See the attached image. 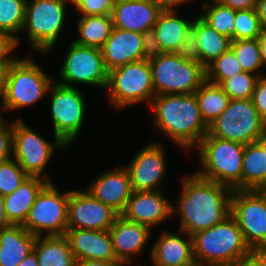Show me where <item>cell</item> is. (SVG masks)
Returning <instances> with one entry per match:
<instances>
[{
    "label": "cell",
    "instance_id": "obj_1",
    "mask_svg": "<svg viewBox=\"0 0 266 266\" xmlns=\"http://www.w3.org/2000/svg\"><path fill=\"white\" fill-rule=\"evenodd\" d=\"M181 195L172 215L179 214V229L190 236L224 221L231 215L233 189L197 176L187 175L181 181Z\"/></svg>",
    "mask_w": 266,
    "mask_h": 266
},
{
    "label": "cell",
    "instance_id": "obj_2",
    "mask_svg": "<svg viewBox=\"0 0 266 266\" xmlns=\"http://www.w3.org/2000/svg\"><path fill=\"white\" fill-rule=\"evenodd\" d=\"M154 124L186 151L195 148L208 133L195 93L156 95L151 101Z\"/></svg>",
    "mask_w": 266,
    "mask_h": 266
},
{
    "label": "cell",
    "instance_id": "obj_3",
    "mask_svg": "<svg viewBox=\"0 0 266 266\" xmlns=\"http://www.w3.org/2000/svg\"><path fill=\"white\" fill-rule=\"evenodd\" d=\"M193 257L199 266H237L252 251L230 215L192 236Z\"/></svg>",
    "mask_w": 266,
    "mask_h": 266
},
{
    "label": "cell",
    "instance_id": "obj_4",
    "mask_svg": "<svg viewBox=\"0 0 266 266\" xmlns=\"http://www.w3.org/2000/svg\"><path fill=\"white\" fill-rule=\"evenodd\" d=\"M199 152L201 169L195 174L203 179L242 190V159L245 145L208 133L195 147Z\"/></svg>",
    "mask_w": 266,
    "mask_h": 266
},
{
    "label": "cell",
    "instance_id": "obj_5",
    "mask_svg": "<svg viewBox=\"0 0 266 266\" xmlns=\"http://www.w3.org/2000/svg\"><path fill=\"white\" fill-rule=\"evenodd\" d=\"M52 79L32 58H16L10 66L5 92L2 96L3 111L34 105L48 94Z\"/></svg>",
    "mask_w": 266,
    "mask_h": 266
},
{
    "label": "cell",
    "instance_id": "obj_6",
    "mask_svg": "<svg viewBox=\"0 0 266 266\" xmlns=\"http://www.w3.org/2000/svg\"><path fill=\"white\" fill-rule=\"evenodd\" d=\"M66 1L27 0L22 31H27L28 44L32 50L42 52L43 55L54 48L64 28Z\"/></svg>",
    "mask_w": 266,
    "mask_h": 266
},
{
    "label": "cell",
    "instance_id": "obj_7",
    "mask_svg": "<svg viewBox=\"0 0 266 266\" xmlns=\"http://www.w3.org/2000/svg\"><path fill=\"white\" fill-rule=\"evenodd\" d=\"M107 91L116 109L150 102L155 96L150 62L127 63L109 71Z\"/></svg>",
    "mask_w": 266,
    "mask_h": 266
},
{
    "label": "cell",
    "instance_id": "obj_8",
    "mask_svg": "<svg viewBox=\"0 0 266 266\" xmlns=\"http://www.w3.org/2000/svg\"><path fill=\"white\" fill-rule=\"evenodd\" d=\"M155 96L162 94H192L206 80L205 68L181 59L175 53H165L150 62Z\"/></svg>",
    "mask_w": 266,
    "mask_h": 266
},
{
    "label": "cell",
    "instance_id": "obj_9",
    "mask_svg": "<svg viewBox=\"0 0 266 266\" xmlns=\"http://www.w3.org/2000/svg\"><path fill=\"white\" fill-rule=\"evenodd\" d=\"M59 192L53 182H48L38 193L22 225L29 233L36 237L65 235L70 191Z\"/></svg>",
    "mask_w": 266,
    "mask_h": 266
},
{
    "label": "cell",
    "instance_id": "obj_10",
    "mask_svg": "<svg viewBox=\"0 0 266 266\" xmlns=\"http://www.w3.org/2000/svg\"><path fill=\"white\" fill-rule=\"evenodd\" d=\"M265 121L251 99H230L227 108L208 126V134L247 145L256 142Z\"/></svg>",
    "mask_w": 266,
    "mask_h": 266
},
{
    "label": "cell",
    "instance_id": "obj_11",
    "mask_svg": "<svg viewBox=\"0 0 266 266\" xmlns=\"http://www.w3.org/2000/svg\"><path fill=\"white\" fill-rule=\"evenodd\" d=\"M53 143H49L30 129L21 118L13 120V158L28 176L40 177L52 182L46 178L43 170L55 149L59 148L64 152L67 147L57 137H54Z\"/></svg>",
    "mask_w": 266,
    "mask_h": 266
},
{
    "label": "cell",
    "instance_id": "obj_12",
    "mask_svg": "<svg viewBox=\"0 0 266 266\" xmlns=\"http://www.w3.org/2000/svg\"><path fill=\"white\" fill-rule=\"evenodd\" d=\"M231 216L251 250H266V190H233Z\"/></svg>",
    "mask_w": 266,
    "mask_h": 266
},
{
    "label": "cell",
    "instance_id": "obj_13",
    "mask_svg": "<svg viewBox=\"0 0 266 266\" xmlns=\"http://www.w3.org/2000/svg\"><path fill=\"white\" fill-rule=\"evenodd\" d=\"M49 91H52L50 110L53 135L68 146L77 138L84 124V95L76 87L57 82L50 86Z\"/></svg>",
    "mask_w": 266,
    "mask_h": 266
},
{
    "label": "cell",
    "instance_id": "obj_14",
    "mask_svg": "<svg viewBox=\"0 0 266 266\" xmlns=\"http://www.w3.org/2000/svg\"><path fill=\"white\" fill-rule=\"evenodd\" d=\"M60 70L59 84L69 87H74L75 83L104 89L107 87L109 71L100 48L81 46L72 41Z\"/></svg>",
    "mask_w": 266,
    "mask_h": 266
},
{
    "label": "cell",
    "instance_id": "obj_15",
    "mask_svg": "<svg viewBox=\"0 0 266 266\" xmlns=\"http://www.w3.org/2000/svg\"><path fill=\"white\" fill-rule=\"evenodd\" d=\"M119 214L88 191L72 190L68 202V229L108 231Z\"/></svg>",
    "mask_w": 266,
    "mask_h": 266
},
{
    "label": "cell",
    "instance_id": "obj_16",
    "mask_svg": "<svg viewBox=\"0 0 266 266\" xmlns=\"http://www.w3.org/2000/svg\"><path fill=\"white\" fill-rule=\"evenodd\" d=\"M162 146L160 142H150L124 166L128 170L133 191L161 190V183L167 172Z\"/></svg>",
    "mask_w": 266,
    "mask_h": 266
},
{
    "label": "cell",
    "instance_id": "obj_17",
    "mask_svg": "<svg viewBox=\"0 0 266 266\" xmlns=\"http://www.w3.org/2000/svg\"><path fill=\"white\" fill-rule=\"evenodd\" d=\"M163 193L162 190L133 191L121 215L130 222L157 227L173 216V205Z\"/></svg>",
    "mask_w": 266,
    "mask_h": 266
},
{
    "label": "cell",
    "instance_id": "obj_18",
    "mask_svg": "<svg viewBox=\"0 0 266 266\" xmlns=\"http://www.w3.org/2000/svg\"><path fill=\"white\" fill-rule=\"evenodd\" d=\"M85 190L119 215L125 211L133 192L128 170L124 166L104 171Z\"/></svg>",
    "mask_w": 266,
    "mask_h": 266
},
{
    "label": "cell",
    "instance_id": "obj_19",
    "mask_svg": "<svg viewBox=\"0 0 266 266\" xmlns=\"http://www.w3.org/2000/svg\"><path fill=\"white\" fill-rule=\"evenodd\" d=\"M64 236L69 242L75 260L120 263L114 253L109 230L67 229Z\"/></svg>",
    "mask_w": 266,
    "mask_h": 266
},
{
    "label": "cell",
    "instance_id": "obj_20",
    "mask_svg": "<svg viewBox=\"0 0 266 266\" xmlns=\"http://www.w3.org/2000/svg\"><path fill=\"white\" fill-rule=\"evenodd\" d=\"M151 228L130 222L119 215L110 227L113 250L117 260L124 266L132 263L133 257L144 252V247L150 240Z\"/></svg>",
    "mask_w": 266,
    "mask_h": 266
},
{
    "label": "cell",
    "instance_id": "obj_21",
    "mask_svg": "<svg viewBox=\"0 0 266 266\" xmlns=\"http://www.w3.org/2000/svg\"><path fill=\"white\" fill-rule=\"evenodd\" d=\"M162 11L153 0H117L111 16L114 27L142 34L154 27Z\"/></svg>",
    "mask_w": 266,
    "mask_h": 266
},
{
    "label": "cell",
    "instance_id": "obj_22",
    "mask_svg": "<svg viewBox=\"0 0 266 266\" xmlns=\"http://www.w3.org/2000/svg\"><path fill=\"white\" fill-rule=\"evenodd\" d=\"M141 33L113 28L111 35L100 48L108 71L142 60Z\"/></svg>",
    "mask_w": 266,
    "mask_h": 266
},
{
    "label": "cell",
    "instance_id": "obj_23",
    "mask_svg": "<svg viewBox=\"0 0 266 266\" xmlns=\"http://www.w3.org/2000/svg\"><path fill=\"white\" fill-rule=\"evenodd\" d=\"M180 237L171 232H162L158 240L151 247V263L153 266H193L192 236L180 230Z\"/></svg>",
    "mask_w": 266,
    "mask_h": 266
},
{
    "label": "cell",
    "instance_id": "obj_24",
    "mask_svg": "<svg viewBox=\"0 0 266 266\" xmlns=\"http://www.w3.org/2000/svg\"><path fill=\"white\" fill-rule=\"evenodd\" d=\"M35 239L22 225L0 228V266H18L33 250Z\"/></svg>",
    "mask_w": 266,
    "mask_h": 266
},
{
    "label": "cell",
    "instance_id": "obj_25",
    "mask_svg": "<svg viewBox=\"0 0 266 266\" xmlns=\"http://www.w3.org/2000/svg\"><path fill=\"white\" fill-rule=\"evenodd\" d=\"M47 183L43 178L29 176L13 193L3 196L7 217L13 225L24 224L36 196Z\"/></svg>",
    "mask_w": 266,
    "mask_h": 266
},
{
    "label": "cell",
    "instance_id": "obj_26",
    "mask_svg": "<svg viewBox=\"0 0 266 266\" xmlns=\"http://www.w3.org/2000/svg\"><path fill=\"white\" fill-rule=\"evenodd\" d=\"M177 15V9L163 10L153 27L165 53H175L192 27L193 20Z\"/></svg>",
    "mask_w": 266,
    "mask_h": 266
},
{
    "label": "cell",
    "instance_id": "obj_27",
    "mask_svg": "<svg viewBox=\"0 0 266 266\" xmlns=\"http://www.w3.org/2000/svg\"><path fill=\"white\" fill-rule=\"evenodd\" d=\"M33 251L37 255L38 266H74L75 263L64 235L36 237Z\"/></svg>",
    "mask_w": 266,
    "mask_h": 266
},
{
    "label": "cell",
    "instance_id": "obj_28",
    "mask_svg": "<svg viewBox=\"0 0 266 266\" xmlns=\"http://www.w3.org/2000/svg\"><path fill=\"white\" fill-rule=\"evenodd\" d=\"M191 30L197 37L201 65L205 69L230 48L231 39L219 34L199 16L193 20Z\"/></svg>",
    "mask_w": 266,
    "mask_h": 266
},
{
    "label": "cell",
    "instance_id": "obj_29",
    "mask_svg": "<svg viewBox=\"0 0 266 266\" xmlns=\"http://www.w3.org/2000/svg\"><path fill=\"white\" fill-rule=\"evenodd\" d=\"M242 190H266V152L257 142L245 145Z\"/></svg>",
    "mask_w": 266,
    "mask_h": 266
},
{
    "label": "cell",
    "instance_id": "obj_30",
    "mask_svg": "<svg viewBox=\"0 0 266 266\" xmlns=\"http://www.w3.org/2000/svg\"><path fill=\"white\" fill-rule=\"evenodd\" d=\"M79 37L75 44L101 48L114 28L111 15L82 16L77 22Z\"/></svg>",
    "mask_w": 266,
    "mask_h": 266
},
{
    "label": "cell",
    "instance_id": "obj_31",
    "mask_svg": "<svg viewBox=\"0 0 266 266\" xmlns=\"http://www.w3.org/2000/svg\"><path fill=\"white\" fill-rule=\"evenodd\" d=\"M194 93L202 119L207 126L221 115L230 101L220 85L207 80Z\"/></svg>",
    "mask_w": 266,
    "mask_h": 266
},
{
    "label": "cell",
    "instance_id": "obj_32",
    "mask_svg": "<svg viewBox=\"0 0 266 266\" xmlns=\"http://www.w3.org/2000/svg\"><path fill=\"white\" fill-rule=\"evenodd\" d=\"M202 14L198 16L219 34L227 36L231 41L235 40V16L236 11L221 4L217 0L203 2Z\"/></svg>",
    "mask_w": 266,
    "mask_h": 266
},
{
    "label": "cell",
    "instance_id": "obj_33",
    "mask_svg": "<svg viewBox=\"0 0 266 266\" xmlns=\"http://www.w3.org/2000/svg\"><path fill=\"white\" fill-rule=\"evenodd\" d=\"M27 0H0V30L6 32L19 45L18 32L22 31Z\"/></svg>",
    "mask_w": 266,
    "mask_h": 266
},
{
    "label": "cell",
    "instance_id": "obj_34",
    "mask_svg": "<svg viewBox=\"0 0 266 266\" xmlns=\"http://www.w3.org/2000/svg\"><path fill=\"white\" fill-rule=\"evenodd\" d=\"M230 48L236 55L243 71L255 72L259 77L264 76L261 71L257 72L263 63L258 39H240L231 41Z\"/></svg>",
    "mask_w": 266,
    "mask_h": 266
},
{
    "label": "cell",
    "instance_id": "obj_35",
    "mask_svg": "<svg viewBox=\"0 0 266 266\" xmlns=\"http://www.w3.org/2000/svg\"><path fill=\"white\" fill-rule=\"evenodd\" d=\"M206 80L220 85L225 79L243 72L233 50L229 48L219 58L210 63L206 69Z\"/></svg>",
    "mask_w": 266,
    "mask_h": 266
},
{
    "label": "cell",
    "instance_id": "obj_36",
    "mask_svg": "<svg viewBox=\"0 0 266 266\" xmlns=\"http://www.w3.org/2000/svg\"><path fill=\"white\" fill-rule=\"evenodd\" d=\"M259 76L243 71L225 79L220 86L230 99H251Z\"/></svg>",
    "mask_w": 266,
    "mask_h": 266
},
{
    "label": "cell",
    "instance_id": "obj_37",
    "mask_svg": "<svg viewBox=\"0 0 266 266\" xmlns=\"http://www.w3.org/2000/svg\"><path fill=\"white\" fill-rule=\"evenodd\" d=\"M234 25L235 40L258 39L263 33L255 8L236 11Z\"/></svg>",
    "mask_w": 266,
    "mask_h": 266
},
{
    "label": "cell",
    "instance_id": "obj_38",
    "mask_svg": "<svg viewBox=\"0 0 266 266\" xmlns=\"http://www.w3.org/2000/svg\"><path fill=\"white\" fill-rule=\"evenodd\" d=\"M28 177L13 157L0 162V195L13 193Z\"/></svg>",
    "mask_w": 266,
    "mask_h": 266
},
{
    "label": "cell",
    "instance_id": "obj_39",
    "mask_svg": "<svg viewBox=\"0 0 266 266\" xmlns=\"http://www.w3.org/2000/svg\"><path fill=\"white\" fill-rule=\"evenodd\" d=\"M82 16L111 15L115 0H70Z\"/></svg>",
    "mask_w": 266,
    "mask_h": 266
},
{
    "label": "cell",
    "instance_id": "obj_40",
    "mask_svg": "<svg viewBox=\"0 0 266 266\" xmlns=\"http://www.w3.org/2000/svg\"><path fill=\"white\" fill-rule=\"evenodd\" d=\"M142 37V60L151 62L160 55L165 54L157 33L154 28H150L141 34Z\"/></svg>",
    "mask_w": 266,
    "mask_h": 266
},
{
    "label": "cell",
    "instance_id": "obj_41",
    "mask_svg": "<svg viewBox=\"0 0 266 266\" xmlns=\"http://www.w3.org/2000/svg\"><path fill=\"white\" fill-rule=\"evenodd\" d=\"M175 54L183 60L201 64L198 40L192 30L186 35Z\"/></svg>",
    "mask_w": 266,
    "mask_h": 266
},
{
    "label": "cell",
    "instance_id": "obj_42",
    "mask_svg": "<svg viewBox=\"0 0 266 266\" xmlns=\"http://www.w3.org/2000/svg\"><path fill=\"white\" fill-rule=\"evenodd\" d=\"M13 157V122L0 126V162Z\"/></svg>",
    "mask_w": 266,
    "mask_h": 266
},
{
    "label": "cell",
    "instance_id": "obj_43",
    "mask_svg": "<svg viewBox=\"0 0 266 266\" xmlns=\"http://www.w3.org/2000/svg\"><path fill=\"white\" fill-rule=\"evenodd\" d=\"M259 115L266 122V76L258 78L251 98Z\"/></svg>",
    "mask_w": 266,
    "mask_h": 266
},
{
    "label": "cell",
    "instance_id": "obj_44",
    "mask_svg": "<svg viewBox=\"0 0 266 266\" xmlns=\"http://www.w3.org/2000/svg\"><path fill=\"white\" fill-rule=\"evenodd\" d=\"M15 48H17L15 40L0 30V61H14L17 58L12 54Z\"/></svg>",
    "mask_w": 266,
    "mask_h": 266
},
{
    "label": "cell",
    "instance_id": "obj_45",
    "mask_svg": "<svg viewBox=\"0 0 266 266\" xmlns=\"http://www.w3.org/2000/svg\"><path fill=\"white\" fill-rule=\"evenodd\" d=\"M237 266H266V250H252Z\"/></svg>",
    "mask_w": 266,
    "mask_h": 266
},
{
    "label": "cell",
    "instance_id": "obj_46",
    "mask_svg": "<svg viewBox=\"0 0 266 266\" xmlns=\"http://www.w3.org/2000/svg\"><path fill=\"white\" fill-rule=\"evenodd\" d=\"M221 4L235 10H249L256 7L257 0H217Z\"/></svg>",
    "mask_w": 266,
    "mask_h": 266
},
{
    "label": "cell",
    "instance_id": "obj_47",
    "mask_svg": "<svg viewBox=\"0 0 266 266\" xmlns=\"http://www.w3.org/2000/svg\"><path fill=\"white\" fill-rule=\"evenodd\" d=\"M13 61H0V97L3 96L6 88L8 72Z\"/></svg>",
    "mask_w": 266,
    "mask_h": 266
},
{
    "label": "cell",
    "instance_id": "obj_48",
    "mask_svg": "<svg viewBox=\"0 0 266 266\" xmlns=\"http://www.w3.org/2000/svg\"><path fill=\"white\" fill-rule=\"evenodd\" d=\"M263 30H266V0H257L255 7Z\"/></svg>",
    "mask_w": 266,
    "mask_h": 266
},
{
    "label": "cell",
    "instance_id": "obj_49",
    "mask_svg": "<svg viewBox=\"0 0 266 266\" xmlns=\"http://www.w3.org/2000/svg\"><path fill=\"white\" fill-rule=\"evenodd\" d=\"M162 10H175V7L190 0H153ZM187 1V2H186Z\"/></svg>",
    "mask_w": 266,
    "mask_h": 266
},
{
    "label": "cell",
    "instance_id": "obj_50",
    "mask_svg": "<svg viewBox=\"0 0 266 266\" xmlns=\"http://www.w3.org/2000/svg\"><path fill=\"white\" fill-rule=\"evenodd\" d=\"M74 266H123L121 263H108L97 260H75Z\"/></svg>",
    "mask_w": 266,
    "mask_h": 266
},
{
    "label": "cell",
    "instance_id": "obj_51",
    "mask_svg": "<svg viewBox=\"0 0 266 266\" xmlns=\"http://www.w3.org/2000/svg\"><path fill=\"white\" fill-rule=\"evenodd\" d=\"M11 225L13 224L9 221L5 211L4 198L0 195V228L9 227Z\"/></svg>",
    "mask_w": 266,
    "mask_h": 266
},
{
    "label": "cell",
    "instance_id": "obj_52",
    "mask_svg": "<svg viewBox=\"0 0 266 266\" xmlns=\"http://www.w3.org/2000/svg\"><path fill=\"white\" fill-rule=\"evenodd\" d=\"M18 266H38V260L36 253L32 250Z\"/></svg>",
    "mask_w": 266,
    "mask_h": 266
},
{
    "label": "cell",
    "instance_id": "obj_53",
    "mask_svg": "<svg viewBox=\"0 0 266 266\" xmlns=\"http://www.w3.org/2000/svg\"><path fill=\"white\" fill-rule=\"evenodd\" d=\"M260 53L263 63V67L266 66V30H263L261 37L259 38Z\"/></svg>",
    "mask_w": 266,
    "mask_h": 266
},
{
    "label": "cell",
    "instance_id": "obj_54",
    "mask_svg": "<svg viewBox=\"0 0 266 266\" xmlns=\"http://www.w3.org/2000/svg\"><path fill=\"white\" fill-rule=\"evenodd\" d=\"M256 142L266 152V127H264L261 134L257 137Z\"/></svg>",
    "mask_w": 266,
    "mask_h": 266
},
{
    "label": "cell",
    "instance_id": "obj_55",
    "mask_svg": "<svg viewBox=\"0 0 266 266\" xmlns=\"http://www.w3.org/2000/svg\"><path fill=\"white\" fill-rule=\"evenodd\" d=\"M0 101L2 102V97H0ZM1 106H3L2 104L0 105V126L3 124V123H5V120L3 119V117H2V115H1V109L3 108V107H1Z\"/></svg>",
    "mask_w": 266,
    "mask_h": 266
}]
</instances>
